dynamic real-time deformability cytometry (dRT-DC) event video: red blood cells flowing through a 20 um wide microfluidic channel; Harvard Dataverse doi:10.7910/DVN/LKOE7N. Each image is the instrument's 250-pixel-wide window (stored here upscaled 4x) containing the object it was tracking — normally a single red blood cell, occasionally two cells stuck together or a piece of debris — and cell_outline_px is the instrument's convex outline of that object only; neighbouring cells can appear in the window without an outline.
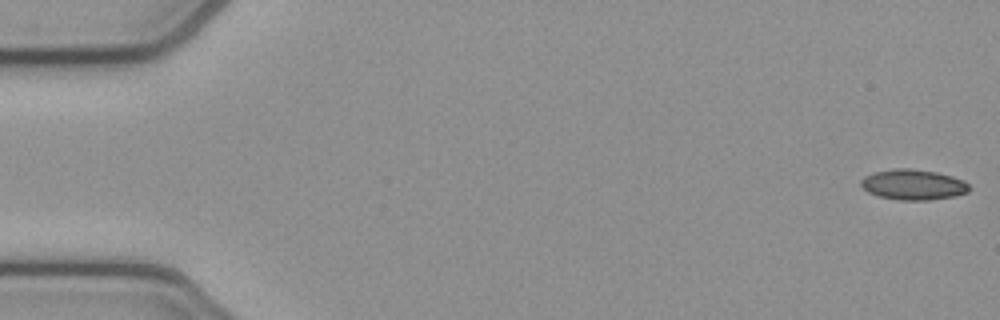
{"species": "common noctule bat (a hibernating species)", "species_latin": "Nyctalus noctula", "temperature_condition": "cold", "stored_images_in_passage": 6, "camera_frame_rate_fps": 3000, "um_per_image_px": 0.085, "animal": {"sex": "female", "body_mass_g": 21.9}, "frame": {"image": 1, "passage_image": 1, "time_ms": 0.0, "image_size_px": [1000, 320], "cell_outline_px": [[968, 192], [956, 196], [928, 200], [900, 200], [880, 196], [868, 192], [860, 184], [860, 180], [864, 176], [872, 172], [892, 168], [912, 168], [936, 172], [952, 176], [964, 180], [968, 184]], "centroid_in_image_um": [77.61, 15.68], "position_along_channel_um": 7.4, "area_um2": 19.31}}